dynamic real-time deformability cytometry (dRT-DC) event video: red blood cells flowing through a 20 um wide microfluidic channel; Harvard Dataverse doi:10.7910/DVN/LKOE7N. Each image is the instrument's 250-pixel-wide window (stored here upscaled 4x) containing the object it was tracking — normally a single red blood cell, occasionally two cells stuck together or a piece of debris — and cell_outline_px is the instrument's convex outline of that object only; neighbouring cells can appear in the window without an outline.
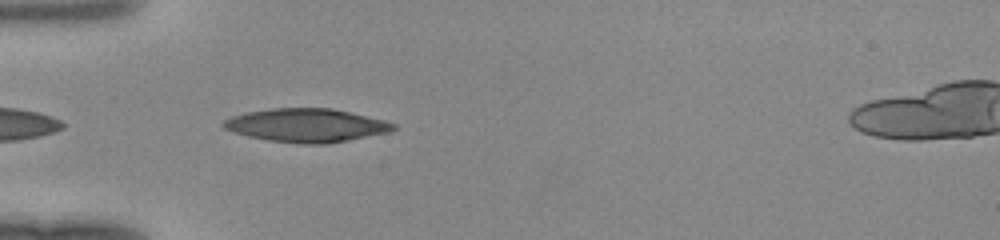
{"species": "human", "species_latin": "Homo sapiens", "temperature_condition": "room temperature", "stored_images_in_passage": 34, "camera_frame_rate_fps": 3000, "um_per_image_px": 0.085, "donor": {"sex": "female"}, "frame": {"image": 1, "passage_image": 2, "time_ms": 0.333, "image_size_px": [1000, 240], "cell_outline_px": [[396, 128], [388, 132], [324, 144], [304, 144], [268, 140], [248, 136], [232, 132], [224, 128], [220, 124], [224, 120], [232, 116], [244, 112], [272, 108], [332, 108], [384, 120], [396, 124]], "centroid_in_image_um": [25.99, 10.64], "position_along_channel_um": 59.0, "area_um2": 32.95}}
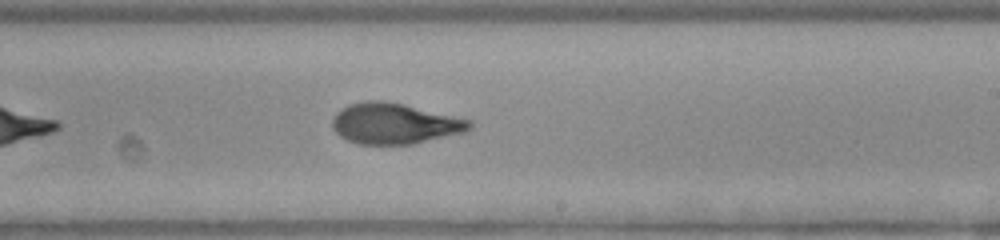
{"frame": {"image": 2, "passage_image": 16, "time_ms": 5.0, "image_size_px": [1000, 240], "cell_outline_px": [[472, 128], [464, 132], [412, 144], [360, 144], [348, 140], [340, 136], [332, 128], [332, 120], [336, 112], [352, 104], [368, 100], [384, 100], [404, 104], [472, 120]], "centroid_in_image_um": [33.55, 10.5], "position_along_channel_um": 255.5, "area_um2": 32.43}}
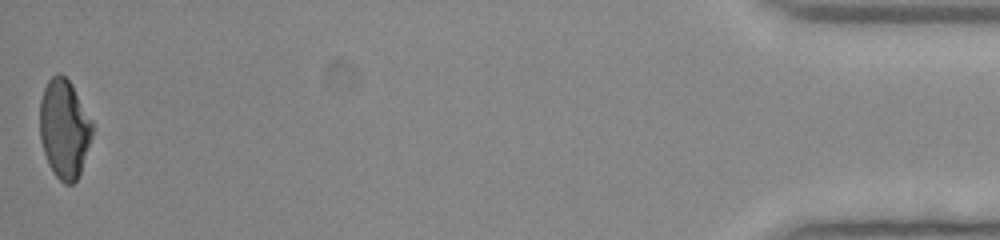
{"frame": {"image": 3, "passage_image": 34, "time_ms": 11.0, "image_size_px": [1000, 240], "cell_outline_px": [[92, 136], [80, 172], [76, 180], [72, 184], [64, 184], [52, 172], [48, 164], [40, 140], [40, 100], [44, 88], [48, 80], [56, 72], [60, 72], [72, 84], [92, 120]], "centroid_in_image_um": [5.45, 10.93], "position_along_channel_um": 429.8, "area_um2": 30.29}}